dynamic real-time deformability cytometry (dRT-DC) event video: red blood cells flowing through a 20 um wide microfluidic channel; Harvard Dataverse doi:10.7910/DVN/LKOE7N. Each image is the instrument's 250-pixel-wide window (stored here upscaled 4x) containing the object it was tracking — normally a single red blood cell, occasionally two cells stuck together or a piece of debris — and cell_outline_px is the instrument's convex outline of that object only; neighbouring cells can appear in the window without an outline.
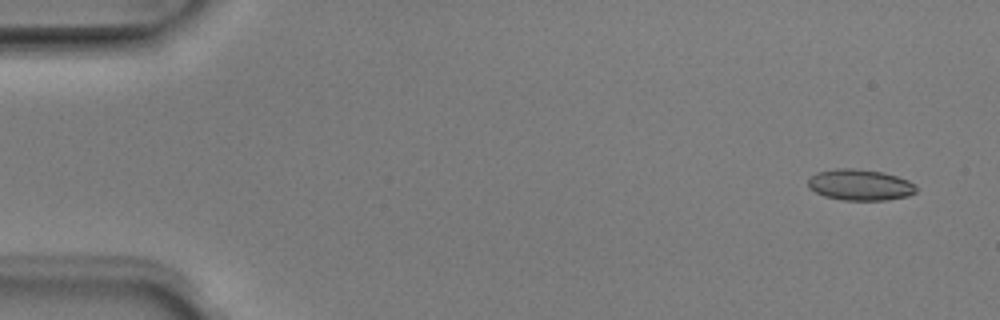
{"species": "Egyptian fruit bat (a non-hibernating species)", "species_latin": "Rousettus aegyptiacus", "temperature_condition": "room temperature", "stored_images_in_passage": 4, "camera_frame_rate_fps": 3000, "um_per_image_px": 0.085, "animal": {"sex": "male"}, "frame": {"image": 1, "passage_image": 1, "time_ms": 0.0, "image_size_px": [1000, 320], "cell_outline_px": [[916, 192], [908, 196], [888, 200], [844, 200], [824, 196], [808, 188], [808, 180], [816, 172], [836, 168], [852, 168], [880, 172], [896, 176], [908, 180], [916, 184]], "centroid_in_image_um": [73.1, 15.72], "position_along_channel_um": 11.9, "area_um2": 19.59}}
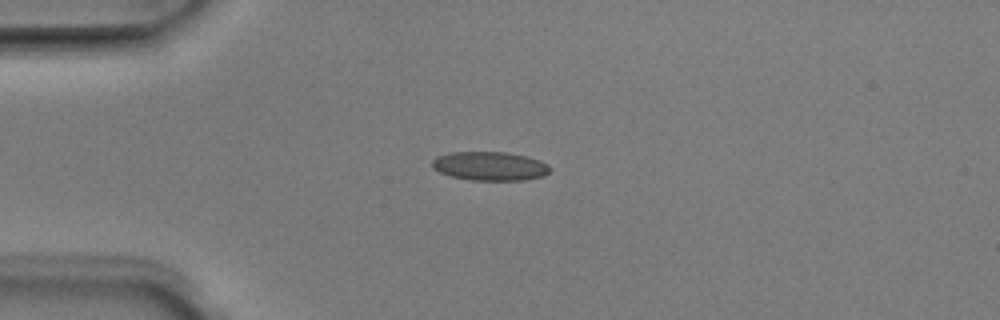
{"frame": {"image": 2, "passage_image": 4, "time_ms": 1.0, "image_size_px": [1000, 320], "cell_outline_px": [[552, 168], [544, 176], [524, 180], [472, 180], [452, 176], [440, 172], [432, 168], [432, 160], [436, 156], [452, 152], [504, 152], [524, 156], [540, 160], [548, 164]], "centroid_in_image_um": [41.65, 14.12], "position_along_channel_um": 43.4, "area_um2": 19.77}}